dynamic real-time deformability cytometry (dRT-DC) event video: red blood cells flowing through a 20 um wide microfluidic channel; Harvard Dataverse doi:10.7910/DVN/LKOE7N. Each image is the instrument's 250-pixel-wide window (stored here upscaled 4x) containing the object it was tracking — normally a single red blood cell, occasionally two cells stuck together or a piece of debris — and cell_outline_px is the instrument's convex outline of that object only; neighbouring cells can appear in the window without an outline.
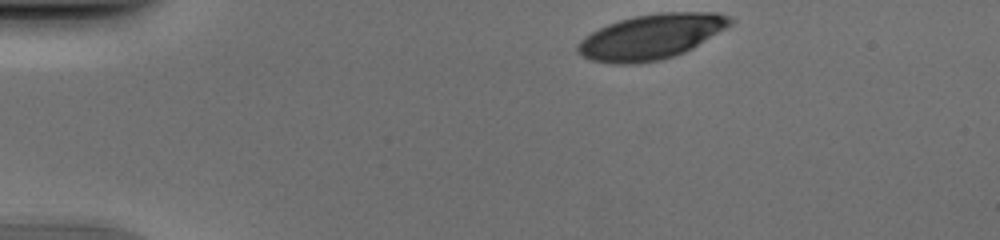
{"species": "human", "species_latin": "Homo sapiens", "temperature_condition": "cold", "stored_images_in_passage": 36, "camera_frame_rate_fps": 3000, "um_per_image_px": 0.085, "donor": {"sex": "male"}, "frame": {"image": 1, "passage_image": 1, "time_ms": 0.0, "image_size_px": [1000, 240], "cell_outline_px": [[732, 24], [692, 48], [684, 52], [660, 60], [632, 64], [616, 64], [592, 60], [576, 52], [576, 44], [584, 36], [608, 24], [632, 16], [660, 12], [716, 12], [728, 16], [732, 20]], "centroid_in_image_um": [55.32, 3.11], "position_along_channel_um": 29.7, "area_um2": 39.77}}
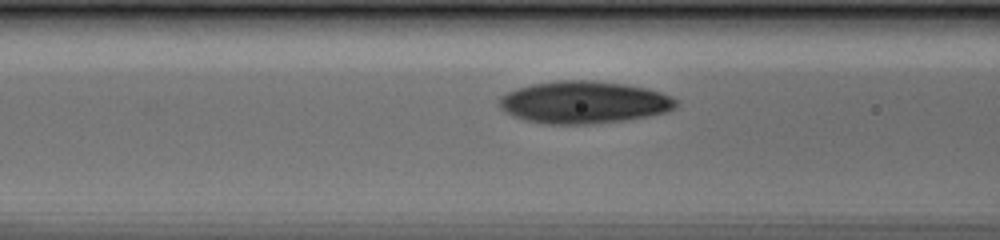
{"frame": {"image": 2, "passage_image": 13, "time_ms": 4.0, "image_size_px": [1000, 240], "cell_outline_px": [[680, 104], [676, 108], [668, 112], [648, 116], [624, 120], [588, 124], [548, 124], [528, 120], [504, 112], [500, 108], [500, 96], [516, 88], [532, 84], [556, 80], [592, 80], [624, 84], [644, 88], [660, 92], [672, 96], [680, 100]], "centroid_in_image_um": [49.68, 8.69], "position_along_channel_um": 116.9, "area_um2": 43.64}}
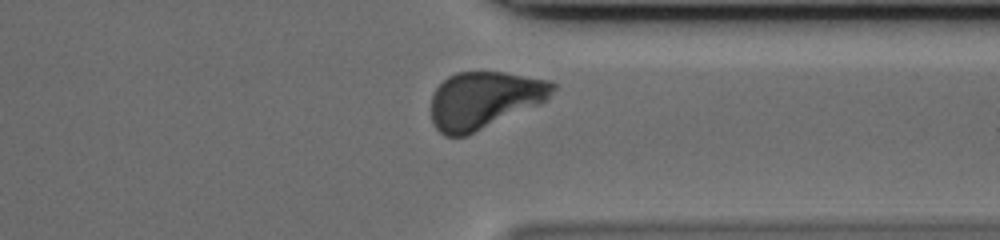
{"frame": {"image": 3, "passage_image": 32, "time_ms": 10.333, "image_size_px": [1000, 240], "cell_outline_px": [[556, 88], [540, 104], [468, 136], [444, 136], [432, 124], [432, 92], [448, 76], [456, 72], [504, 72], [552, 80], [556, 84]], "centroid_in_image_um": [41.16, 8.51], "position_along_channel_um": 370.2, "area_um2": 40.69}}